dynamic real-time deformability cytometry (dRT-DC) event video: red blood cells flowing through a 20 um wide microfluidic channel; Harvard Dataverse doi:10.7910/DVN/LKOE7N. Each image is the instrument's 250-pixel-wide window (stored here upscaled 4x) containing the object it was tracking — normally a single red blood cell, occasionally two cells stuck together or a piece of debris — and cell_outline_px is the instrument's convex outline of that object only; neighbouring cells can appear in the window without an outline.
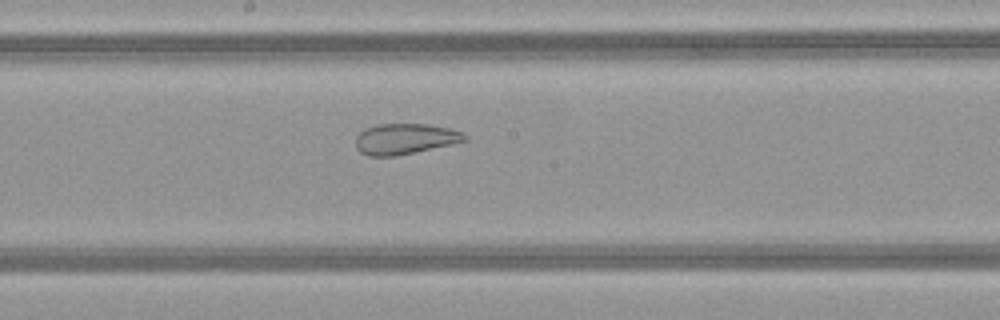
{"species": "common noctule bat (a hibernating species)", "species_latin": "Nyctalus noctula", "temperature_condition": "warm", "stored_images_in_passage": 50, "camera_frame_rate_fps": 3000, "um_per_image_px": 0.085, "animal": {"sex": "female", "body_mass_g": 21.9}, "frame": {"image": 1, "passage_image": 27, "time_ms": 8.667, "image_size_px": [1000, 320], "cell_outline_px": [[468, 140], [452, 144], [396, 156], [368, 156], [360, 152], [356, 148], [356, 136], [364, 128], [376, 124], [428, 124], [448, 128], [464, 132], [468, 136]], "centroid_in_image_um": [34.42, 11.8], "position_along_channel_um": 213.8, "area_um2": 19.65}}
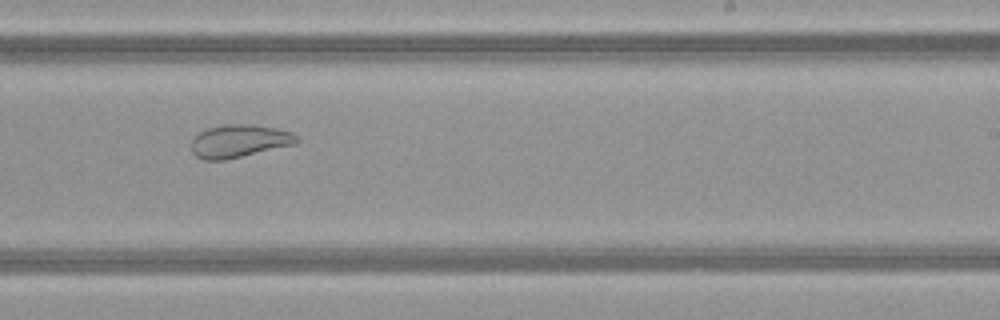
{"frame": {"image": 2, "passage_image": 31, "time_ms": 10.0, "image_size_px": [1000, 320], "cell_outline_px": [[300, 140], [296, 144], [224, 160], [204, 160], [196, 156], [192, 152], [192, 140], [200, 132], [208, 128], [224, 124], [252, 124], [276, 128], [292, 132]], "centroid_in_image_um": [20.35, 11.98], "position_along_channel_um": 268.7, "area_um2": 20.11}}
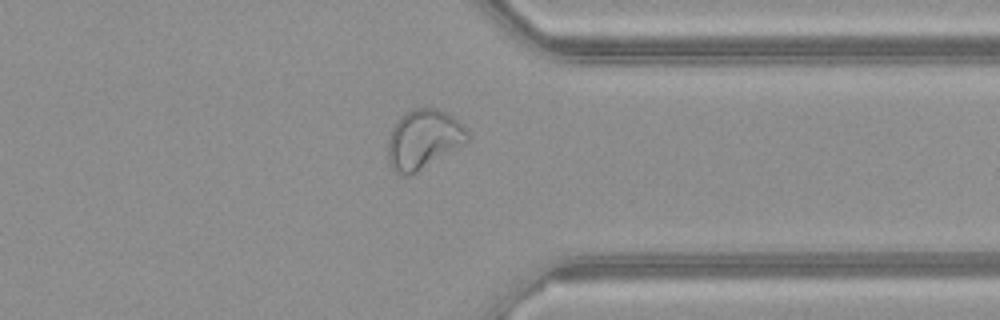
{"frame": {"image": 3, "passage_image": 39, "time_ms": 12.667, "image_size_px": [1000, 320], "cell_outline_px": [[468, 140], [464, 144], [416, 172], [408, 176], [404, 176], [396, 172], [392, 168], [388, 160], [388, 136], [396, 120], [412, 108], [440, 108], [452, 116], [468, 128]], "centroid_in_image_um": [35.99, 11.82], "position_along_channel_um": 375.4, "area_um2": 27.51}, "authors_computed_cell_mechanics": {"area_um2": 29.9115, "velocity_mm_per_s": 4.1438, "shape_relaxation_time_tau1_ms": null, "shape_relaxation_time_tau2_ms": 1.2987, "deformation_change_tau1": null, "deformation_change_tau2": 0.0873}}